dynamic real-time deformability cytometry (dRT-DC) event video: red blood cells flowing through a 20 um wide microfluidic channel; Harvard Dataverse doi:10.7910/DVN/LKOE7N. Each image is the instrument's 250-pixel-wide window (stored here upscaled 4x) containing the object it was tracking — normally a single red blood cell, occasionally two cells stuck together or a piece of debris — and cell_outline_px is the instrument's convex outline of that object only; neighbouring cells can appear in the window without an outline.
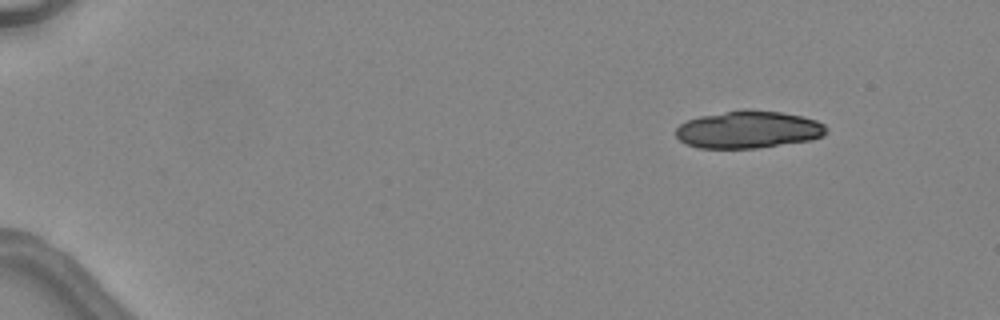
{"species": "common noctule bat (a hibernating species)", "species_latin": "Nyctalus noctula", "temperature_condition": "warm", "stored_images_in_passage": 2, "camera_frame_rate_fps": 3000, "um_per_image_px": 0.085, "animal": {"sex": "female", "body_mass_g": 24.6, "forearm_length_mm": 56.2}, "frame": {"image": 1, "passage_image": 1, "time_ms": 0.0, "image_size_px": [1000, 320], "cell_outline_px": [[828, 132], [824, 136], [812, 140], [756, 148], [700, 148], [684, 144], [676, 136], [676, 128], [680, 124], [688, 120], [700, 116], [748, 108], [780, 112], [800, 116], [816, 120], [824, 124], [828, 128]], "centroid_in_image_um": [63.63, 11.01], "position_along_channel_um": 21.4, "area_um2": 32.95}}